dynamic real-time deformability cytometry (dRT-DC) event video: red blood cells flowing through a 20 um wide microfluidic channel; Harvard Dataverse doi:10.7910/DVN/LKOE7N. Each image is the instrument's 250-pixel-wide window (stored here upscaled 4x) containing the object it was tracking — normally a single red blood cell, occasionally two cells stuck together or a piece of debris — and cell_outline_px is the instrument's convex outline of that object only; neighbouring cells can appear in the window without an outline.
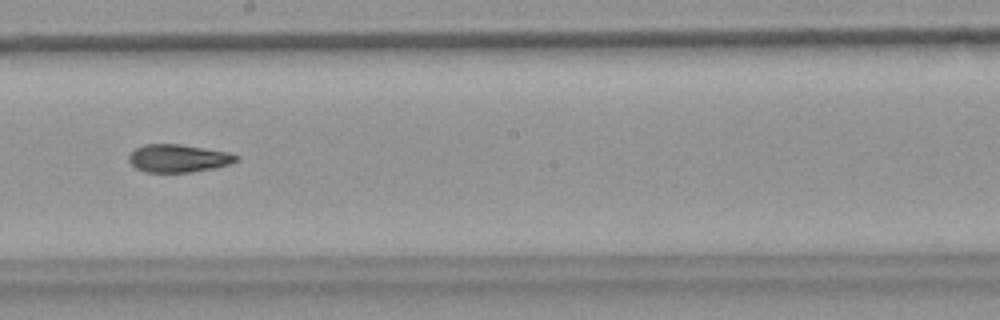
{"species": "common noctule bat (a hibernating species)", "species_latin": "Nyctalus noctula", "temperature_condition": "warm", "stored_images_in_passage": 8, "camera_frame_rate_fps": 3000, "um_per_image_px": 0.085, "animal": {"sex": "female", "body_mass_g": 18.4}, "frame": {"image": 1, "passage_image": 7, "time_ms": 2.0, "image_size_px": [1000, 320], "cell_outline_px": [[240, 160], [228, 164], [212, 168], [188, 172], [144, 172], [136, 168], [128, 160], [128, 156], [136, 148], [144, 144], [180, 144], [228, 152], [240, 156]], "centroid_in_image_um": [15.15, 13.45], "position_along_channel_um": 233.0, "area_um2": 17.34}}
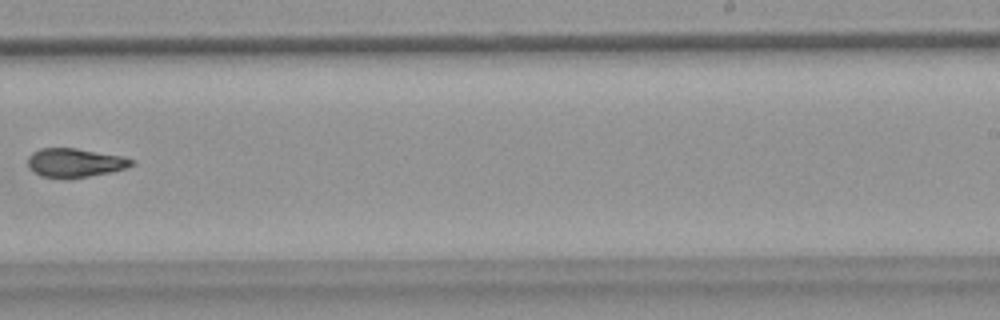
{"frame": {"image": 2, "passage_image": 8, "time_ms": 2.333, "image_size_px": [1000, 320], "cell_outline_px": [[136, 164], [112, 172], [88, 176], [40, 176], [28, 168], [28, 156], [32, 152], [40, 148], [76, 148], [124, 156], [136, 160]], "centroid_in_image_um": [6.4, 13.8], "position_along_channel_um": 282.6, "area_um2": 17.22}}